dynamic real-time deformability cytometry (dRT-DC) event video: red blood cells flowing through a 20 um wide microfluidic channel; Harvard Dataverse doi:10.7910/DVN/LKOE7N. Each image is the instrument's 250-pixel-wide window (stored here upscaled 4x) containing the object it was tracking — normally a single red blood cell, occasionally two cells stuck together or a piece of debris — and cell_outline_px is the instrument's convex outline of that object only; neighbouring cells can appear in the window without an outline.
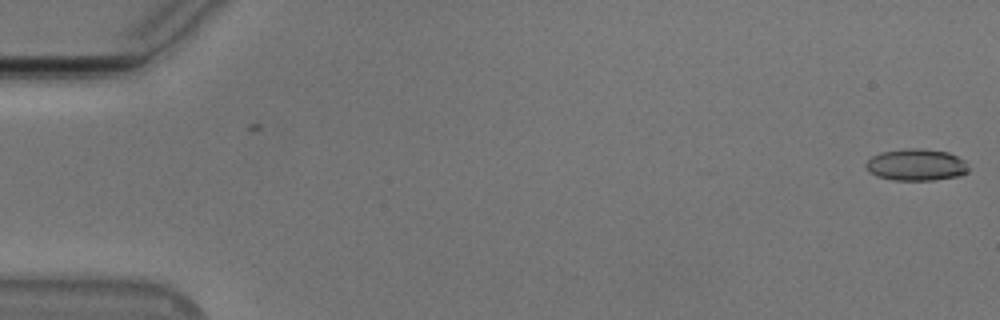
{"species": "Egyptian fruit bat (a non-hibernating species)", "species_latin": "Rousettus aegyptiacus", "temperature_condition": "cold", "stored_images_in_passage": 50, "camera_frame_rate_fps": 3000, "um_per_image_px": 0.085, "animal": {"sex": "male"}, "frame": {"image": 1, "passage_image": 1, "time_ms": 0.0, "image_size_px": [1000, 320], "cell_outline_px": [[968, 172], [956, 176], [932, 180], [896, 180], [876, 176], [868, 172], [864, 164], [872, 156], [880, 152], [904, 148], [920, 148], [948, 152], [964, 160], [968, 168]], "centroid_in_image_um": [77.83, 14.0], "position_along_channel_um": 7.2, "area_um2": 19.02}}
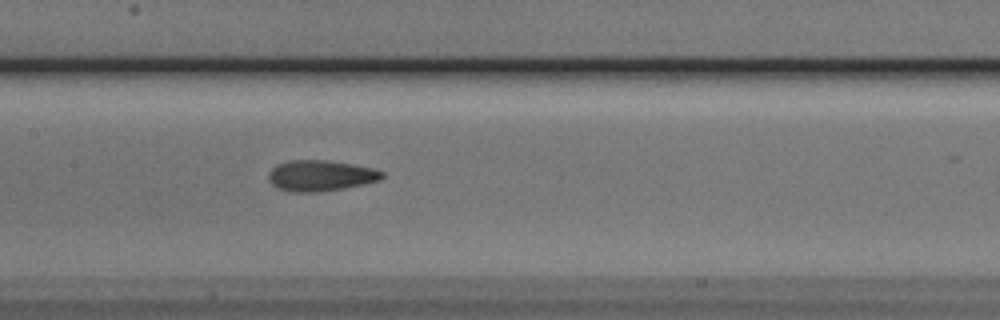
{"frame": {"image": 2, "passage_image": 27, "time_ms": 8.667, "image_size_px": [1000, 320], "cell_outline_px": [[384, 176], [380, 180], [364, 184], [344, 188], [320, 192], [292, 192], [276, 188], [268, 180], [268, 172], [276, 164], [288, 160], [324, 160], [352, 164], [372, 168], [384, 172]], "centroid_in_image_um": [27.21, 14.93], "position_along_channel_um": 180.2, "area_um2": 20.58}}
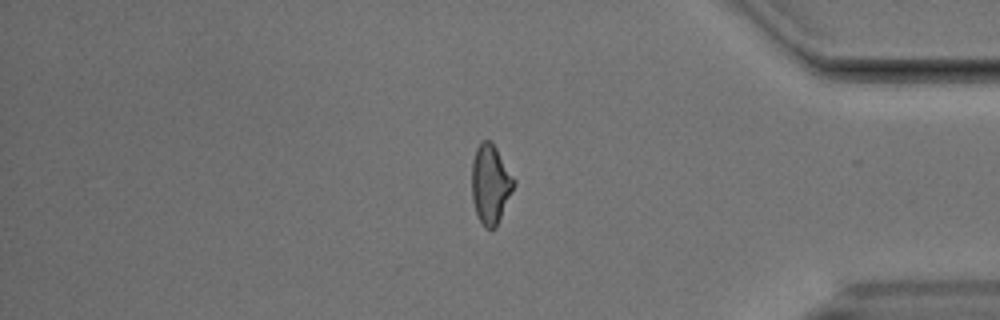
{"frame": {"image": 3, "passage_image": 46, "time_ms": 15.0, "image_size_px": [1000, 320], "cell_outline_px": [[516, 184], [496, 228], [492, 232], [484, 228], [476, 212], [472, 200], [472, 160], [476, 148], [484, 140], [492, 140], [516, 180]], "centroid_in_image_um": [41.71, 15.67], "position_along_channel_um": 393.5, "area_um2": 19.77}}